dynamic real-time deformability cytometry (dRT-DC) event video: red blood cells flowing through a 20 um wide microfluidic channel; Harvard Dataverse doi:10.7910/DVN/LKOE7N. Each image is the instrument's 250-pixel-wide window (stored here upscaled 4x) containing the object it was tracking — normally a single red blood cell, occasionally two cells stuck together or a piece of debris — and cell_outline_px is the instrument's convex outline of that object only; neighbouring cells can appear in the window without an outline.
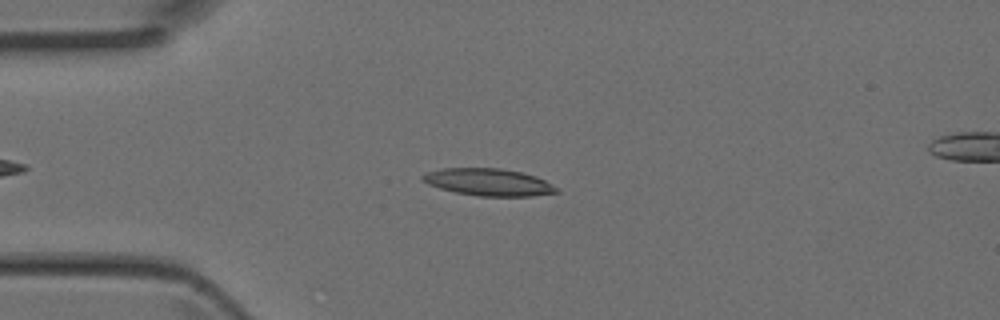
{"species": "Egyptian fruit bat (a non-hibernating species)", "species_latin": "Rousettus aegyptiacus", "temperature_condition": "room temperature", "stored_images_in_passage": 2, "segment_of_instrument_passage": [1, 2], "camera_frame_rate_fps": 3000, "um_per_image_px": 0.085, "animal": {"sex": "female"}, "frame": {"image": 1, "passage_image": 1, "time_ms": 0.0, "image_size_px": [1000, 320], "cell_outline_px": [[560, 192], [532, 196], [480, 196], [456, 192], [440, 188], [428, 184], [420, 180], [420, 176], [428, 172], [444, 168], [500, 168], [524, 172], [536, 176], [560, 188]], "centroid_in_image_um": [41.56, 15.48], "position_along_channel_um": 43.4, "area_um2": 21.33}}